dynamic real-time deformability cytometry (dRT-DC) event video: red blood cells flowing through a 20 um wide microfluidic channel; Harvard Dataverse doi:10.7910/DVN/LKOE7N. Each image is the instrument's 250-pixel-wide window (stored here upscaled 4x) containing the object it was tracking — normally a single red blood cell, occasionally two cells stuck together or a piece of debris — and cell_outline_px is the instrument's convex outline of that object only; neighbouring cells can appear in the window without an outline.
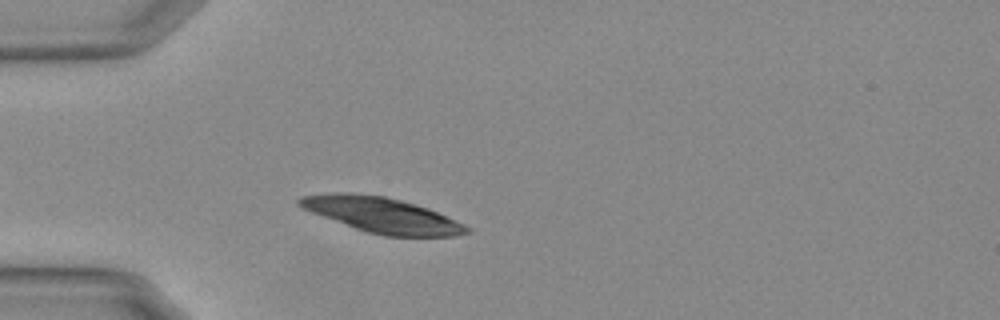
{"species": "Egyptian fruit bat (a non-hibernating species)", "species_latin": "Rousettus aegyptiacus", "temperature_condition": "warm", "stored_images_in_passage": 40, "camera_frame_rate_fps": 3000, "um_per_image_px": 0.085, "animal": {"sex": "female"}, "frame": {"image": 1, "passage_image": 7, "time_ms": 2.0, "image_size_px": [1000, 320], "cell_outline_px": [[468, 232], [456, 236], [384, 236], [368, 232], [356, 228], [312, 212], [296, 204], [296, 200], [304, 196], [336, 192], [352, 192], [384, 196], [400, 200], [428, 208], [464, 224], [468, 228]], "centroid_in_image_um": [32.46, 18.27], "position_along_channel_um": 52.5, "area_um2": 33.81}}